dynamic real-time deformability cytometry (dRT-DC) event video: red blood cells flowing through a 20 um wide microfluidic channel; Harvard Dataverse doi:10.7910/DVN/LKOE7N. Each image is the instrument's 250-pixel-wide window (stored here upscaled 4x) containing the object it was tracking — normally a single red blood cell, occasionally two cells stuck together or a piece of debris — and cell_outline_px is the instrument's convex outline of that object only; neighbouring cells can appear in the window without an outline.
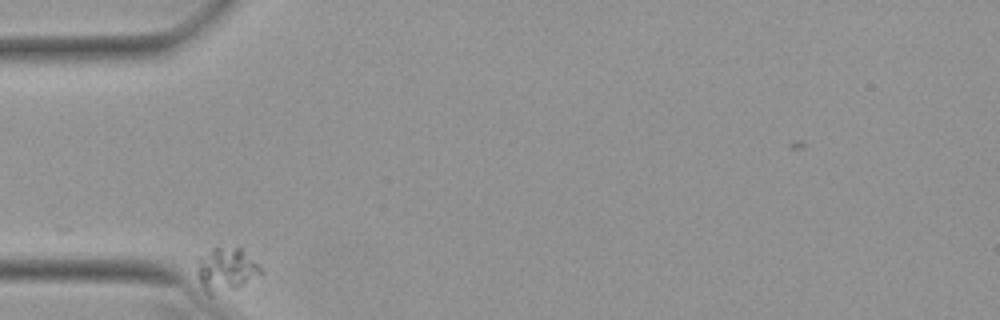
{"species": "Egyptian fruit bat (a non-hibernating species)", "species_latin": "Rousettus aegyptiacus", "temperature_condition": "warm", "stored_images_in_passage": 34, "camera_frame_rate_fps": 3000, "um_per_image_px": 0.085, "animal": {"sex": "female"}, "frame": {"image": 1, "passage_image": 1, "time_ms": 0.0, "image_size_px": [1000, 320], "cell_outline_px": [[264, 272], [240, 288], [212, 296], [208, 296], [204, 292], [196, 272], [200, 256], [212, 248], [240, 248]], "centroid_in_image_um": [19.18, 22.98], "position_along_channel_um": 65.8, "area_um2": 16.24}}
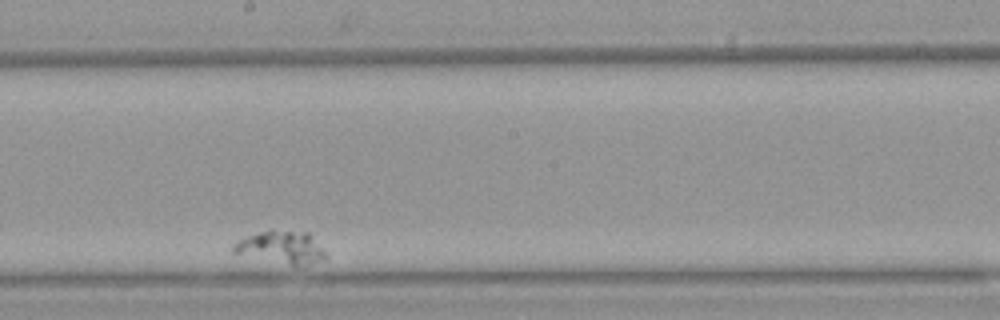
{"frame": {"image": 2, "passage_image": 20, "time_ms": 6.333, "image_size_px": [1000, 320], "cell_outline_px": [[328, 256], [304, 268], [292, 268], [232, 252], [232, 244], [248, 236], [260, 232], [308, 232], [312, 236]], "centroid_in_image_um": [23.94, 21.12], "position_along_channel_um": 224.3, "area_um2": 17.69}}
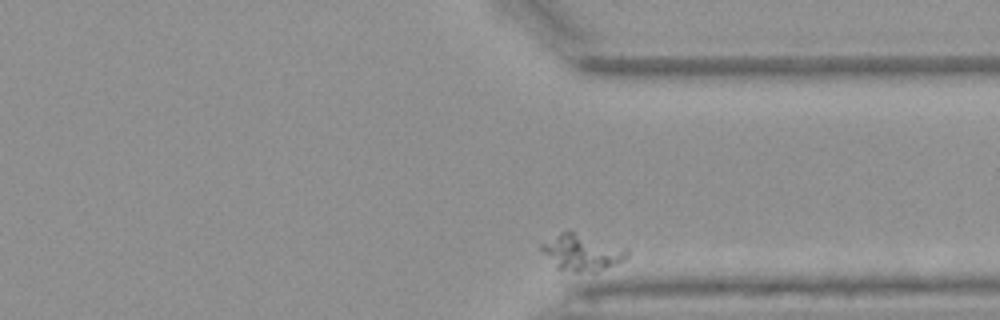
{"frame": {"image": 3, "passage_image": 34, "time_ms": 11.0, "image_size_px": [1000, 320], "cell_outline_px": [[628, 256], [620, 264], [596, 272], [576, 272], [556, 268], [540, 248], [540, 244], [560, 232], [572, 232], [628, 248]], "centroid_in_image_um": [49.5, 21.49], "position_along_channel_um": 361.9, "area_um2": 18.03}}